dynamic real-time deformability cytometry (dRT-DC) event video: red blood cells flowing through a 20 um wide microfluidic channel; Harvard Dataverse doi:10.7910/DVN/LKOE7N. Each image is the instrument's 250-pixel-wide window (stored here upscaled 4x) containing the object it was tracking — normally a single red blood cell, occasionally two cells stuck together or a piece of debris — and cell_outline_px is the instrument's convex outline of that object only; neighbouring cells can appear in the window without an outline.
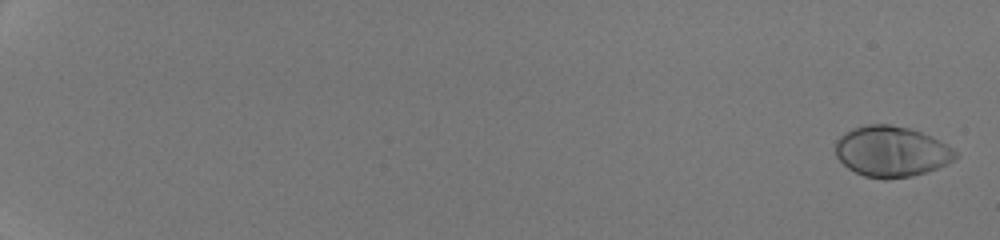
{"species": "human", "species_latin": "Homo sapiens", "temperature_condition": "room temperature", "stored_images_in_passage": 53, "camera_frame_rate_fps": 3000, "um_per_image_px": 0.085, "donor": {"sex": "male"}, "frame": {"image": 1, "passage_image": 2, "time_ms": 0.333, "image_size_px": [1000, 240], "cell_outline_px": [[960, 156], [948, 164], [912, 176], [888, 180], [884, 180], [864, 176], [848, 168], [836, 156], [836, 140], [844, 132], [852, 128], [868, 124], [888, 124], [908, 128], [932, 136], [940, 140], [952, 148]], "centroid_in_image_um": [75.78, 12.88], "position_along_channel_um": 9.2, "area_um2": 35.6}}
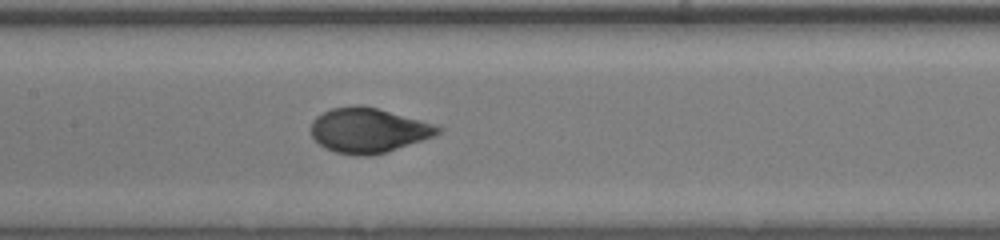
{"frame": {"image": 2, "passage_image": 31, "time_ms": 10.0, "image_size_px": [1000, 240], "cell_outline_px": [[444, 128], [440, 132], [432, 136], [384, 152], [368, 156], [360, 156], [336, 152], [324, 148], [312, 136], [312, 120], [316, 116], [332, 108], [356, 104], [360, 104], [376, 108], [432, 124]], "centroid_in_image_um": [31.25, 11.07], "position_along_channel_um": 176.2, "area_um2": 32.43}}
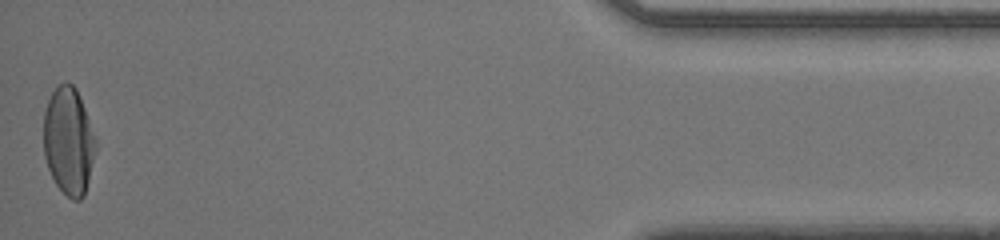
{"frame": {"image": 3, "passage_image": 53, "time_ms": 17.333, "image_size_px": [1000, 240], "cell_outline_px": [[96, 148], [84, 196], [80, 200], [72, 200], [56, 184], [48, 168], [44, 156], [44, 112], [48, 100], [52, 92], [60, 84], [68, 80], [76, 88], [80, 96], [96, 136]], "centroid_in_image_um": [5.84, 11.96], "position_along_channel_um": 429.4, "area_um2": 32.66}, "authors_computed_cell_mechanics": {"area_um2": 33.524, "velocity_mm_per_s": 4.3123, "shape_relaxation_time_tau1_ms": 3.0468, "shape_relaxation_time_tau2_ms": null, "deformation_change_tau1": 0.1863, "deformation_change_tau2": null}}